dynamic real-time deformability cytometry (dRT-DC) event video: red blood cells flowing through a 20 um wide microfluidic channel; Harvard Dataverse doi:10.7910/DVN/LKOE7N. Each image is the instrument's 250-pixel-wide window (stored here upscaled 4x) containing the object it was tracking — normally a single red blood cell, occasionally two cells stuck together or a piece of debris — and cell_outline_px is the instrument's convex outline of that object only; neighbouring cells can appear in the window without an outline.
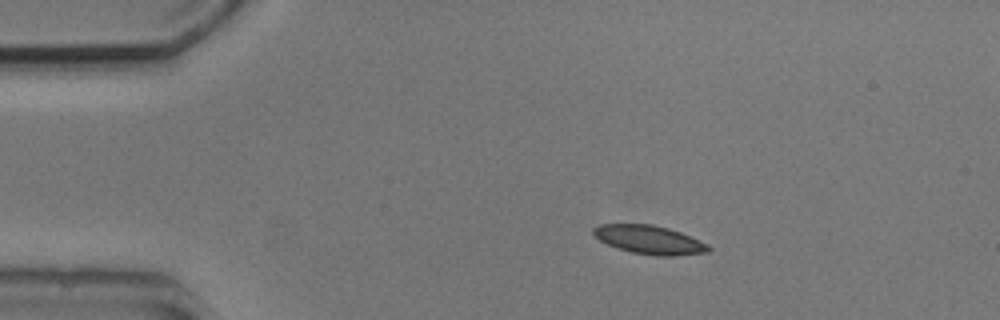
{"species": "common noctule bat (a hibernating species)", "species_latin": "Nyctalus noctula", "temperature_condition": "cold", "stored_images_in_passage": 6, "camera_frame_rate_fps": 3000, "um_per_image_px": 0.085, "animal": {"sex": "male", "body_mass_g": 20.5, "forearm_length_mm": 52.5}, "frame": {"image": 1, "passage_image": 2, "time_ms": 1.0, "image_size_px": [1000, 320], "cell_outline_px": [[712, 248], [708, 252], [676, 256], [656, 256], [632, 252], [616, 248], [600, 240], [592, 232], [592, 228], [600, 224], [652, 224], [668, 228], [680, 232], [708, 244]], "centroid_in_image_um": [55.2, 20.38], "position_along_channel_um": 29.8, "area_um2": 19.19}}
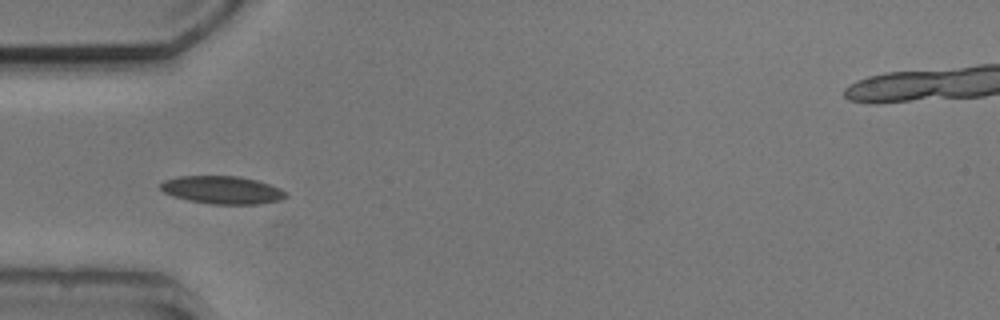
{"frame": {"image": 2, "passage_image": 4, "time_ms": 3.333, "image_size_px": [1000, 320], "cell_outline_px": [[288, 196], [280, 200], [260, 204], [208, 204], [188, 200], [172, 196], [164, 192], [160, 188], [160, 184], [164, 180], [176, 176], [236, 176], [256, 180], [280, 188], [288, 192]], "centroid_in_image_um": [18.89, 16.15], "position_along_channel_um": 66.1, "area_um2": 20.46}}